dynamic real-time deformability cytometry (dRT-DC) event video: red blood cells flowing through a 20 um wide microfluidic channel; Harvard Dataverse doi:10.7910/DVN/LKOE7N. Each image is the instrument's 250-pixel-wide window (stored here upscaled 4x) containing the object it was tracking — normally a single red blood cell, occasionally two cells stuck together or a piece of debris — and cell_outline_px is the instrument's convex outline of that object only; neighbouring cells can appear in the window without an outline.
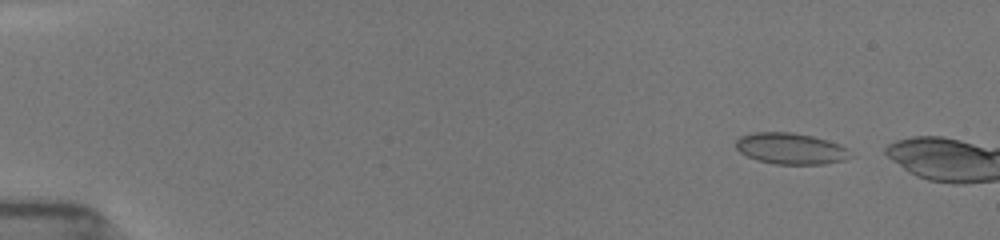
{"species": "common noctule bat (a hibernating species)", "species_latin": "Nyctalus noctula", "temperature_condition": "room temperature", "stored_images_in_passage": 11, "camera_frame_rate_fps": 3000, "um_per_image_px": 0.085, "animal": {"sex": "female", "body_mass_g": 19.5, "forearm_length_mm": 54.1}, "frame": {"image": 1, "passage_image": 1, "time_ms": 0.0, "image_size_px": [1000, 240], "cell_outline_px": [[848, 148], [844, 160], [824, 164], [776, 164], [760, 160], [748, 156], [740, 152], [736, 148], [736, 140], [740, 136], [756, 132], [788, 132], [812, 136], [828, 140]], "centroid_in_image_um": [67.16, 12.62], "position_along_channel_um": 17.8, "area_um2": 20.4}}